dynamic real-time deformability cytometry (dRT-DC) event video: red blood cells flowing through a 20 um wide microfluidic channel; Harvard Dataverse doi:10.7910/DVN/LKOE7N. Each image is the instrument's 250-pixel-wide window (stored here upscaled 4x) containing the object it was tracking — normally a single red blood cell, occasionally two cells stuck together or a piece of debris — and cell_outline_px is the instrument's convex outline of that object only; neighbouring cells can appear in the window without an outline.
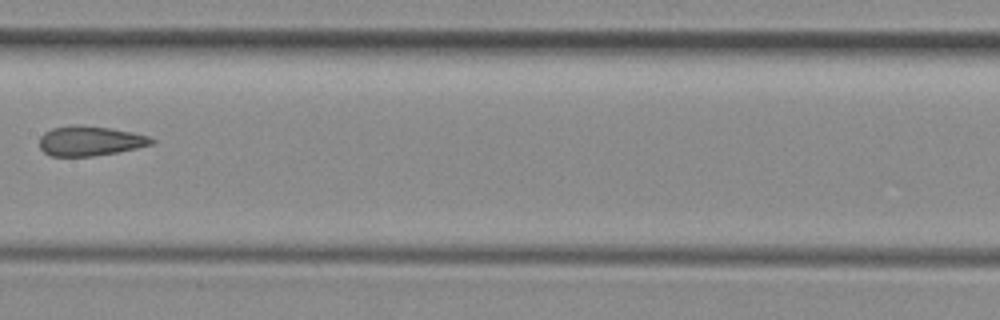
{"species": "common noctule bat (a hibernating species)", "species_latin": "Nyctalus noctula", "temperature_condition": "room temperature", "stored_images_in_passage": 10, "camera_frame_rate_fps": 3000, "um_per_image_px": 0.085, "animal": {"sex": "female", "body_mass_g": 29.2, "forearm_length_mm": 56.3}, "frame": {"image": 1, "passage_image": 9, "time_ms": 2.667, "image_size_px": [1000, 320], "cell_outline_px": [[156, 140], [152, 144], [136, 148], [116, 152], [92, 156], [52, 156], [44, 152], [40, 148], [40, 136], [44, 132], [52, 128], [72, 124], [108, 128], [132, 132], [148, 136]], "centroid_in_image_um": [7.62, 11.97], "position_along_channel_um": 199.8, "area_um2": 19.31}}
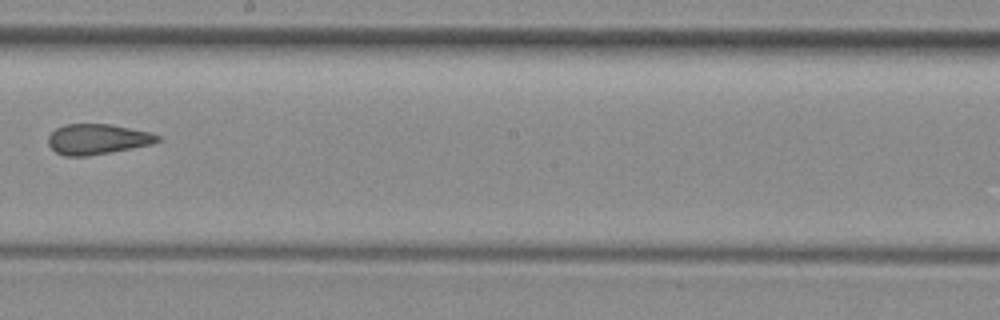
{"frame": {"image": 2, "passage_image": 10, "time_ms": 3.0, "image_size_px": [1000, 320], "cell_outline_px": [[160, 140], [152, 144], [132, 148], [88, 156], [64, 156], [56, 152], [48, 144], [48, 136], [56, 128], [64, 124], [112, 124], [152, 132], [160, 136]], "centroid_in_image_um": [8.29, 11.82], "position_along_channel_um": 239.9, "area_um2": 19.48}}